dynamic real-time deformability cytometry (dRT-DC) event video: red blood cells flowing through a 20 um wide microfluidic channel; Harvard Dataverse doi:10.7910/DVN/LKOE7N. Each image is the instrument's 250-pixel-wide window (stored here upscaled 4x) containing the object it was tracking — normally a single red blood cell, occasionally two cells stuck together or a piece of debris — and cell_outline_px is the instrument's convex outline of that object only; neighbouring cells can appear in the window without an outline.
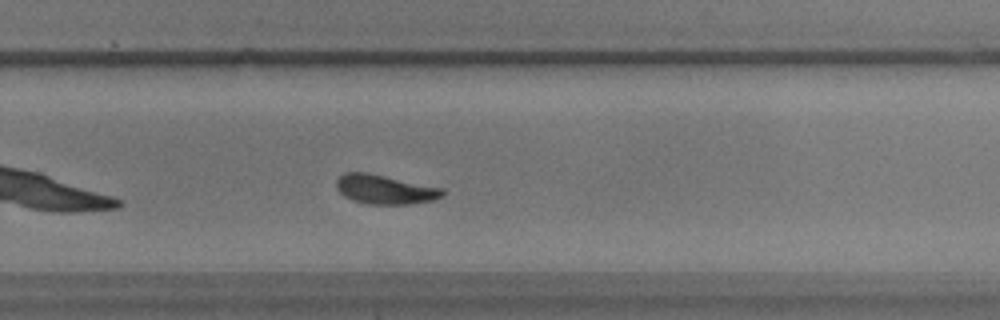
{"species": "common noctule bat (a hibernating species)", "species_latin": "Nyctalus noctula", "temperature_condition": "warm", "stored_images_in_passage": 35, "camera_frame_rate_fps": 3000, "um_per_image_px": 0.085, "animal": {"sex": "male", "body_mass_g": 17.9}, "frame": {"image": 1, "passage_image": 20, "time_ms": 6.333, "image_size_px": [1000, 320], "cell_outline_px": [[444, 196], [432, 200], [408, 204], [368, 204], [352, 200], [344, 196], [336, 188], [336, 180], [344, 172], [368, 172], [444, 188]], "centroid_in_image_um": [32.71, 16.09], "position_along_channel_um": 297.1, "area_um2": 18.21}}